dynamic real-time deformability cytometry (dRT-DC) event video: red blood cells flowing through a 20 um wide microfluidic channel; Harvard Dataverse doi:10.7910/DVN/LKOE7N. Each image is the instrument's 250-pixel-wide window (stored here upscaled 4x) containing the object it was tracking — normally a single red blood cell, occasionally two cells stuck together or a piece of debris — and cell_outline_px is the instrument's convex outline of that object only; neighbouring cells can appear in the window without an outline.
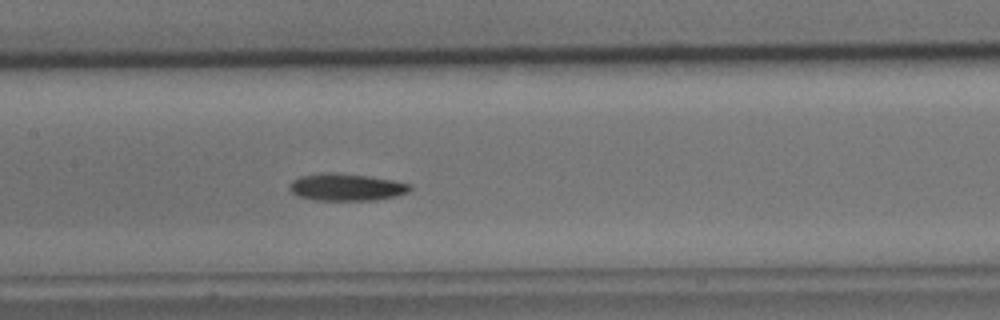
{"species": "common noctule bat (a hibernating species)", "species_latin": "Nyctalus noctula", "temperature_condition": "cold", "stored_images_in_passage": 33, "camera_frame_rate_fps": 3000, "um_per_image_px": 0.085, "animal": {"sex": "male", "body_mass_g": 15.6}, "frame": {"image": 1, "passage_image": 17, "time_ms": 5.333, "image_size_px": [1000, 320], "cell_outline_px": [[412, 188], [408, 192], [396, 196], [376, 200], [312, 200], [300, 196], [292, 192], [288, 188], [288, 184], [292, 180], [300, 176], [324, 172], [328, 172], [368, 176], [392, 180], [412, 184]], "centroid_in_image_um": [29.43, 15.91], "position_along_channel_um": 178.0, "area_um2": 19.13}}
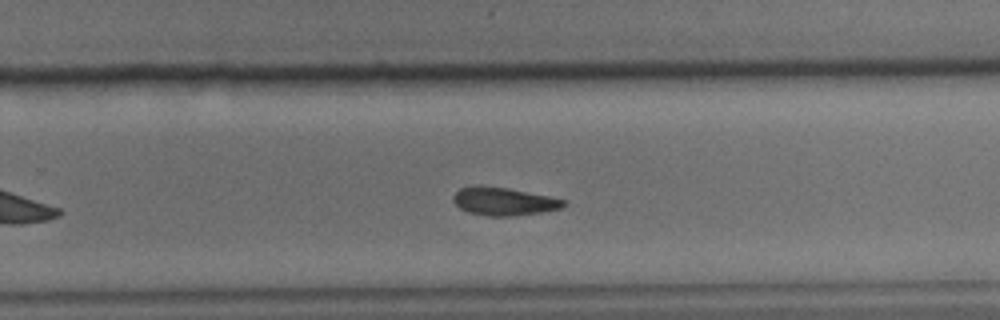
{"frame": {"image": 2, "passage_image": 26, "time_ms": 8.333, "image_size_px": [1000, 320], "cell_outline_px": [[568, 204], [560, 208], [544, 212], [512, 216], [488, 216], [468, 212], [460, 208], [452, 200], [452, 196], [460, 188], [472, 184], [480, 184], [508, 188], [568, 200]], "centroid_in_image_um": [42.81, 17.1], "position_along_channel_um": 287.0, "area_um2": 18.38}}
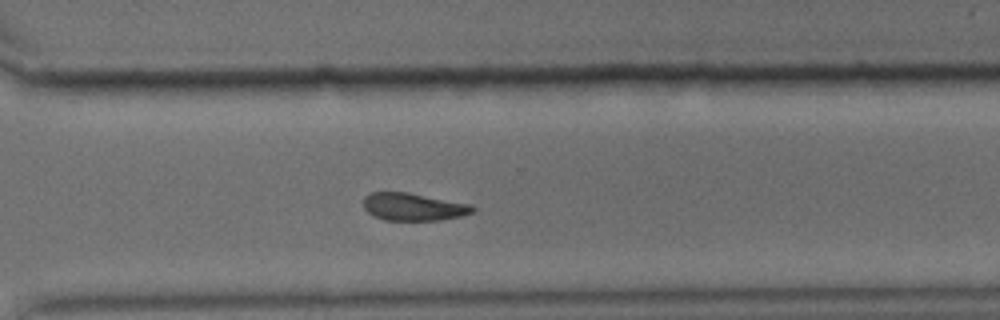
{"frame": {"image": 3, "passage_image": 30, "time_ms": 9.667, "image_size_px": [1000, 320], "cell_outline_px": [[476, 208], [472, 212], [460, 216], [440, 220], [384, 220], [372, 216], [364, 208], [364, 196], [372, 192], [408, 192], [472, 204]], "centroid_in_image_um": [35.13, 17.57], "position_along_channel_um": 335.5, "area_um2": 17.63}, "authors_computed_cell_mechanics": {"area_um2": 18.6694, "velocity_mm_per_s": 3.6473, "shape_relaxation_time_tau1_ms": 6.4066, "shape_relaxation_time_tau2_ms": null, "deformation_change_tau1": 0.1491, "deformation_change_tau2": null}}